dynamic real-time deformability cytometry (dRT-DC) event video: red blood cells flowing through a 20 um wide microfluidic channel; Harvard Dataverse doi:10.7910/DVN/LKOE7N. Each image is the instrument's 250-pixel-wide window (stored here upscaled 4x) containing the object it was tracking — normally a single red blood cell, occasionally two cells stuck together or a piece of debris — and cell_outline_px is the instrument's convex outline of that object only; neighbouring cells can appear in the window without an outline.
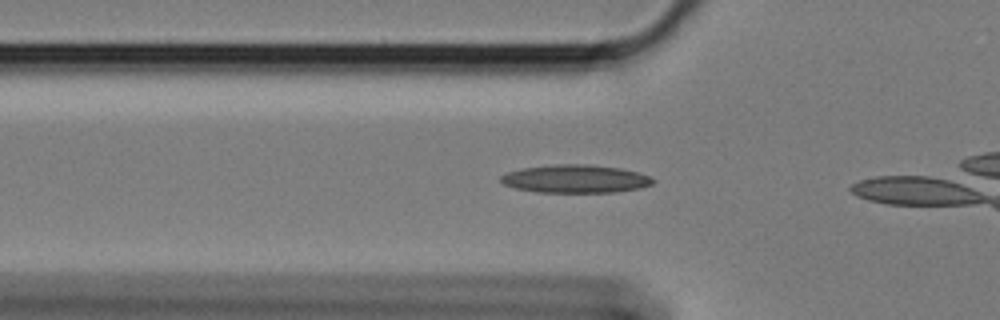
{"species": "Egyptian fruit bat (a non-hibernating species)", "species_latin": "Rousettus aegyptiacus", "temperature_condition": "cold", "stored_images_in_passage": 8, "camera_frame_rate_fps": 3000, "um_per_image_px": 0.085, "animal": {"sex": "female"}, "frame": {"image": 1, "passage_image": 5, "time_ms": 1.333, "image_size_px": [1000, 320], "cell_outline_px": [[656, 180], [652, 184], [640, 188], [616, 192], [536, 192], [516, 188], [504, 184], [500, 180], [500, 176], [508, 172], [524, 168], [556, 164], [588, 164], [620, 168], [636, 172], [648, 176]], "centroid_in_image_um": [48.92, 15.2], "position_along_channel_um": 76.9, "area_um2": 24.74}}